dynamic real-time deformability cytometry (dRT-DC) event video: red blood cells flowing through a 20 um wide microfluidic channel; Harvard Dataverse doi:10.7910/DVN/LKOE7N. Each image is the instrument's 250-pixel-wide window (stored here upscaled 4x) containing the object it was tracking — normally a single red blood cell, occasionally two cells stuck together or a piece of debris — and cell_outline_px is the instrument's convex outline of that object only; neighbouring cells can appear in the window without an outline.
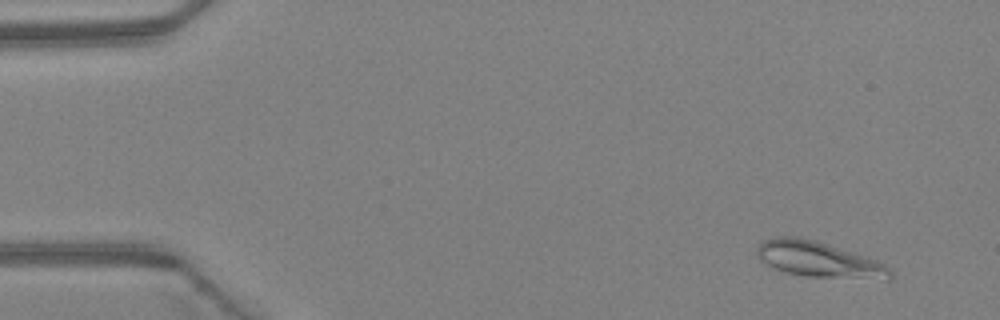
{"species": "Egyptian fruit bat (a non-hibernating species)", "species_latin": "Rousettus aegyptiacus", "temperature_condition": "warm", "stored_images_in_passage": 24, "camera_frame_rate_fps": 3000, "um_per_image_px": 0.085, "animal": {"sex": "female"}, "frame": {"image": 1, "passage_image": 4, "time_ms": 1.0, "image_size_px": [1000, 320], "cell_outline_px": [[892, 276], [888, 280], [884, 280], [808, 276], [788, 272], [776, 268], [760, 260], [756, 256], [756, 248], [760, 240], [772, 236], [796, 236], [816, 240], [876, 260], [884, 264], [892, 272]], "centroid_in_image_um": [69.56, 22.04], "position_along_channel_um": 15.4, "area_um2": 27.74}}
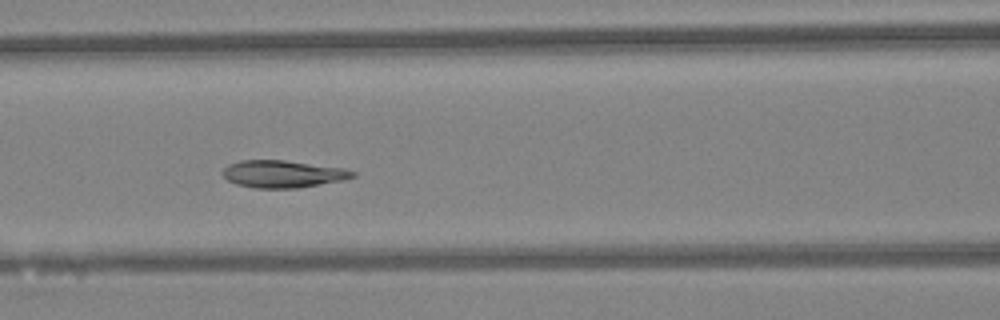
{"frame": {"image": 2, "passage_image": 21, "time_ms": 6.667, "image_size_px": [1000, 320], "cell_outline_px": [[356, 176], [344, 180], [296, 188], [256, 188], [236, 184], [228, 180], [224, 176], [224, 168], [228, 164], [240, 160], [284, 160], [344, 168], [356, 172]], "centroid_in_image_um": [24.06, 14.78], "position_along_channel_um": 142.5, "area_um2": 20.58}}
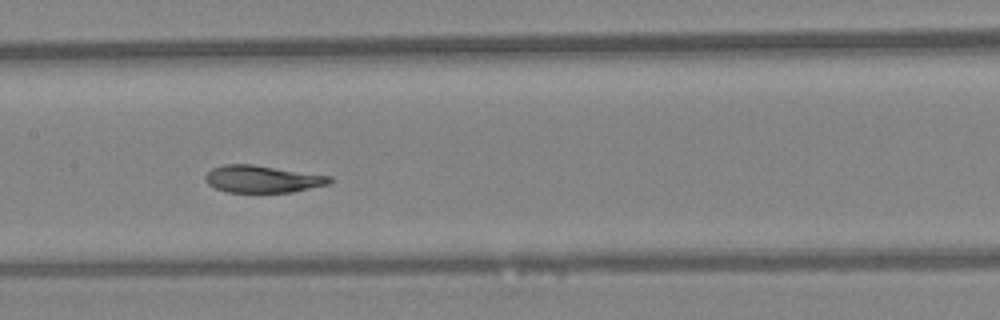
{"frame": {"image": 3, "passage_image": 24, "time_ms": 7.667, "image_size_px": [1000, 320], "cell_outline_px": [[332, 180], [328, 184], [292, 192], [228, 192], [216, 188], [208, 184], [204, 180], [204, 176], [212, 168], [224, 164], [252, 164], [332, 176]], "centroid_in_image_um": [22.28, 15.21], "position_along_channel_um": 185.1, "area_um2": 19.65}}